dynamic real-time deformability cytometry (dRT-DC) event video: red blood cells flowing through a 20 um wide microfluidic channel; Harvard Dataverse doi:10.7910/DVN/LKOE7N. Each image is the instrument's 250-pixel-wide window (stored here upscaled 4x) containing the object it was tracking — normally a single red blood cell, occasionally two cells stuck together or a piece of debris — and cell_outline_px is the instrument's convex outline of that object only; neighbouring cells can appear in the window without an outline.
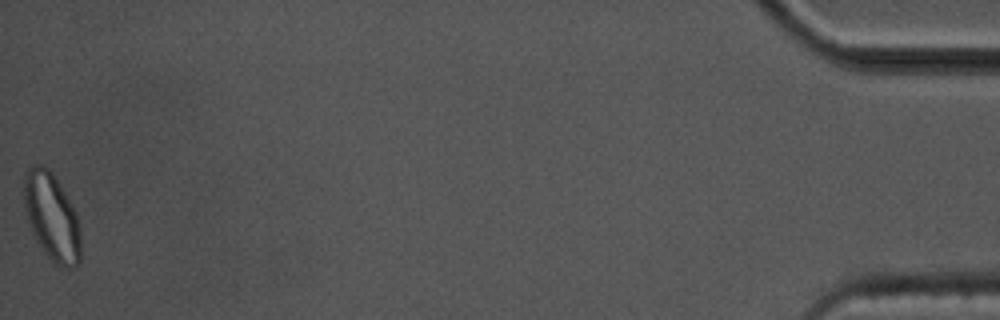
{"species": "common noctule bat (a hibernating species)", "species_latin": "Nyctalus noctula", "temperature_condition": "cold", "stored_images_in_passage": 42, "camera_frame_rate_fps": 3000, "um_per_image_px": 0.085, "animal": {"sex": "male", "body_mass_g": 17.5, "forearm_length_mm": 52.3}, "frame": {"image": 1, "passage_image": 42, "time_ms": 13.667, "image_size_px": [1000, 320], "cell_outline_px": [[80, 264], [76, 268], [64, 268], [56, 264], [44, 252], [32, 232], [24, 200], [24, 172], [32, 164], [44, 164], [52, 172], [76, 212], [80, 228]], "centroid_in_image_um": [4.42, 18.43], "position_along_channel_um": 430.8, "area_um2": 28.84}, "authors_computed_cell_mechanics": {"area_um2": 16.8776, "velocity_mm_per_s": 3.4969, "shape_relaxation_time_tau1_ms": 8.1492, "shape_relaxation_time_tau2_ms": 1.3762, "deformation_change_tau1": 0.1534, "deformation_change_tau2": 0.0572}}